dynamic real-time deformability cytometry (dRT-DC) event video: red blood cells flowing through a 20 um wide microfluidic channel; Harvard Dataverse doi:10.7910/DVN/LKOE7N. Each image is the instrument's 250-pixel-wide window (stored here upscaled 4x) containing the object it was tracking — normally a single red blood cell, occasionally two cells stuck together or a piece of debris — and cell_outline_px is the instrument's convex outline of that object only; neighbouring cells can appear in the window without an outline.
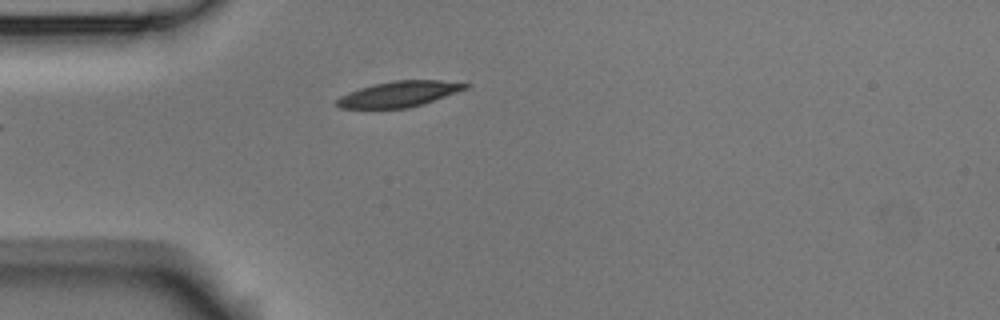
{"species": "Egyptian fruit bat (a non-hibernating species)", "species_latin": "Rousettus aegyptiacus", "temperature_condition": "room temperature", "stored_images_in_passage": 1, "camera_frame_rate_fps": 3000, "um_per_image_px": 0.085, "animal": {"sex": "male"}, "frame": {"image": 1, "passage_image": 1, "time_ms": 0.0, "image_size_px": [1000, 320], "cell_outline_px": [[472, 84], [468, 88], [424, 104], [408, 108], [340, 108], [332, 104], [340, 96], [348, 92], [372, 84], [392, 80], [440, 80]], "centroid_in_image_um": [33.9, 7.99], "position_along_channel_um": 51.1, "area_um2": 19.42}}